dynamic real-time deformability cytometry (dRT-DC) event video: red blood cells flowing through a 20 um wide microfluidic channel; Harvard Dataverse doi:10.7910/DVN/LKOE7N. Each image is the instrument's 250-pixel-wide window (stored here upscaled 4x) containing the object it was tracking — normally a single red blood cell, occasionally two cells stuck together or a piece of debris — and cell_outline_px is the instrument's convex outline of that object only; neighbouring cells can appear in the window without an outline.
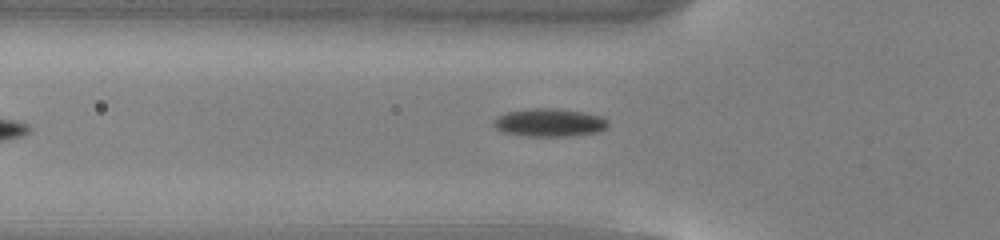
{"species": "common noctule bat (a hibernating species)", "species_latin": "Nyctalus noctula", "temperature_condition": "warm", "stored_images_in_passage": 33, "camera_frame_rate_fps": 3000, "um_per_image_px": 0.085, "animal": {"sex": "male", "body_mass_g": 13.0, "forearm_length_mm": 53.1}, "frame": {"image": 1, "passage_image": 2, "time_ms": 0.333, "image_size_px": [1000, 240], "cell_outline_px": [[608, 128], [600, 132], [572, 136], [524, 136], [504, 132], [496, 128], [492, 124], [492, 120], [496, 116], [508, 112], [532, 108], [552, 108], [584, 112], [604, 116], [608, 120]], "centroid_in_image_um": [46.74, 10.42], "position_along_channel_um": 79.1, "area_um2": 19.02}}
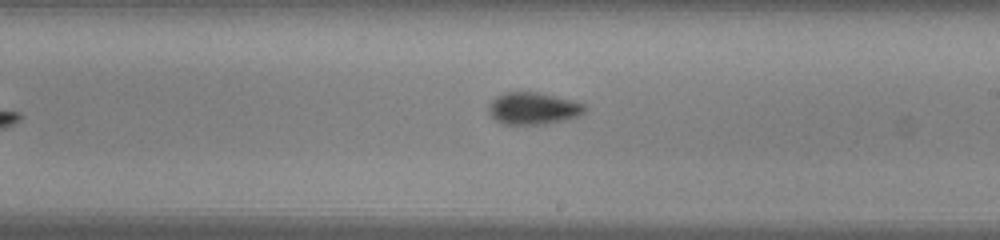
{"frame": {"image": 2, "passage_image": 14, "time_ms": 4.333, "image_size_px": [1000, 240], "cell_outline_px": [[588, 108], [580, 116], [564, 120], [544, 124], [504, 124], [496, 120], [488, 112], [488, 104], [496, 96], [504, 92], [536, 92], [572, 100], [584, 104]], "centroid_in_image_um": [45.32, 9.21], "position_along_channel_um": 243.7, "area_um2": 17.98}}
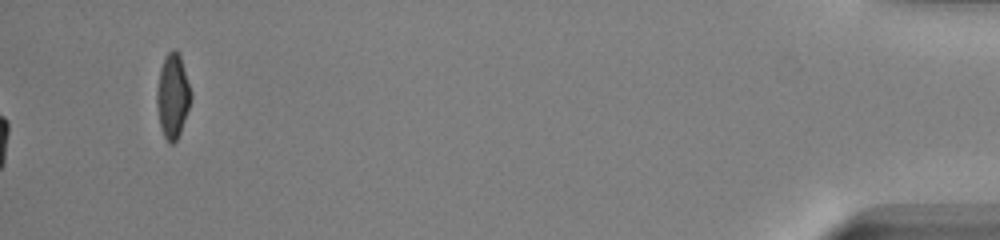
{"frame": {"image": 3, "passage_image": 33, "time_ms": 10.667, "image_size_px": [1000, 240], "cell_outline_px": [[192, 96], [180, 132], [176, 140], [172, 144], [168, 144], [160, 128], [156, 104], [156, 92], [160, 68], [164, 56], [172, 48], [176, 48], [180, 56], [192, 92]], "centroid_in_image_um": [14.66, 8.13], "position_along_channel_um": 420.5, "area_um2": 16.88}, "authors_computed_cell_mechanics": {"area_um2": 18.2648, "velocity_mm_per_s": 4.1105, "shape_relaxation_time_tau1_ms": 2.8808, "shape_relaxation_time_tau2_ms": 1.9843, "deformation_change_tau1": 0.1419, "deformation_change_tau2": 0.0771}}